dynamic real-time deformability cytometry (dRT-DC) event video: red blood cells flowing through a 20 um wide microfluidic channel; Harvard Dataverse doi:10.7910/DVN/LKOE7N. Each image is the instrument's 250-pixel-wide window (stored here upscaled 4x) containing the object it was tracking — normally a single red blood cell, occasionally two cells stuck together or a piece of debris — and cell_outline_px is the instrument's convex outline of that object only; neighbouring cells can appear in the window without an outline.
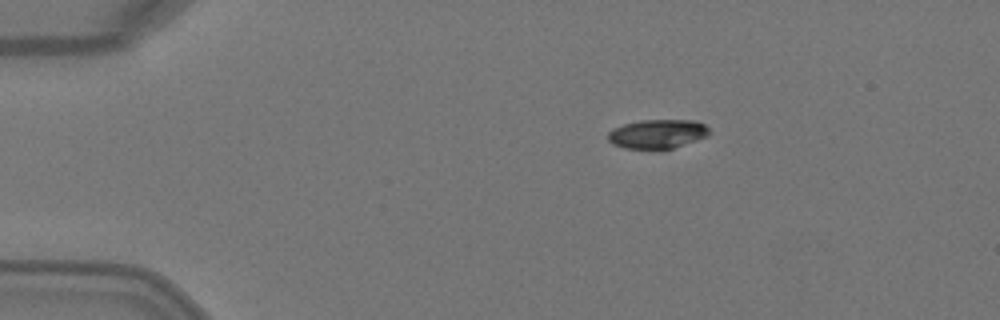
{"species": "Egyptian fruit bat (a non-hibernating species)", "species_latin": "Rousettus aegyptiacus", "temperature_condition": "warm", "stored_images_in_passage": 2, "camera_frame_rate_fps": 3000, "um_per_image_px": 0.085, "animal": {"sex": "female"}, "frame": {"image": 1, "passage_image": 1, "time_ms": 0.0, "image_size_px": [1000, 320], "cell_outline_px": [[712, 132], [708, 136], [672, 148], [624, 148], [612, 144], [608, 140], [608, 132], [612, 128], [624, 124], [640, 120], [696, 120], [704, 124]], "centroid_in_image_um": [55.88, 11.36], "position_along_channel_um": 29.1, "area_um2": 17.11}}